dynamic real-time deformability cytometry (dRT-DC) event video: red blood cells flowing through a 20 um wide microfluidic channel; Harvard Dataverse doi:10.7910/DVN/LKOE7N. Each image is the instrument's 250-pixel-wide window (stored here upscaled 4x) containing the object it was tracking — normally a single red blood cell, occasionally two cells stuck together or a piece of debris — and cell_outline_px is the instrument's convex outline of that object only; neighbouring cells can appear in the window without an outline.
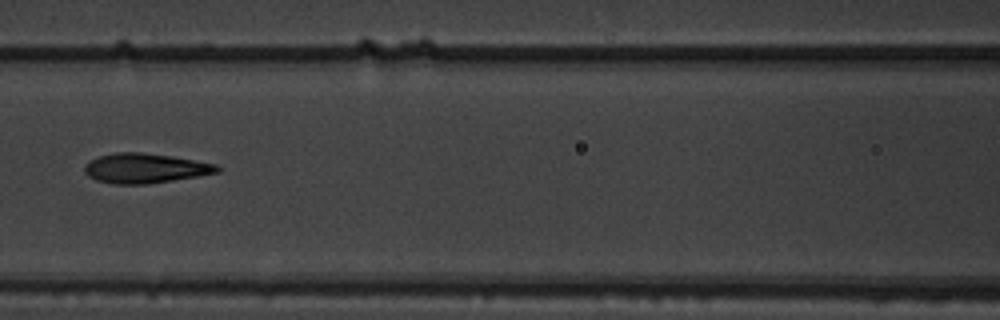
{"species": "common noctule bat (a hibernating species)", "species_latin": "Nyctalus noctula", "temperature_condition": "warm", "stored_images_in_passage": 7, "camera_frame_rate_fps": 3000, "um_per_image_px": 0.085, "animal": {"sex": "male", "body_mass_g": 19.5, "forearm_length_mm": 54.6}, "frame": {"image": 1, "passage_image": 7, "time_ms": 2.0, "image_size_px": [1000, 320], "cell_outline_px": [[220, 172], [172, 180], [144, 184], [112, 184], [96, 180], [88, 176], [84, 172], [84, 164], [88, 160], [100, 156], [116, 152], [140, 152], [172, 156], [216, 164], [220, 168]], "centroid_in_image_um": [12.28, 14.29], "position_along_channel_um": 154.3, "area_um2": 22.95}}